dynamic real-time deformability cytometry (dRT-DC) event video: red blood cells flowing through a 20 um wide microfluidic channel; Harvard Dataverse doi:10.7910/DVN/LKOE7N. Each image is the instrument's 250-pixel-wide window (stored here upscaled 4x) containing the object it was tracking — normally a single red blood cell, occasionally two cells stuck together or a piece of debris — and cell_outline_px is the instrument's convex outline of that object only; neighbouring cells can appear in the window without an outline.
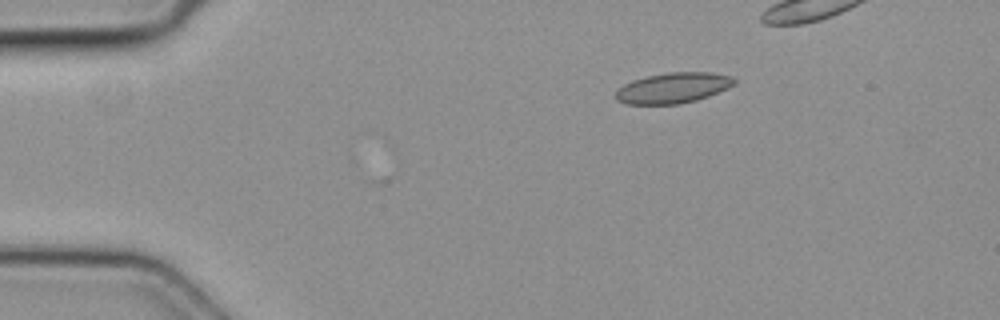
{"species": "common noctule bat (a hibernating species)", "species_latin": "Nyctalus noctula", "temperature_condition": "cold", "stored_images_in_passage": 3, "camera_frame_rate_fps": 3000, "um_per_image_px": 0.085, "animal": {"sex": "female", "body_mass_g": 19.3, "forearm_length_mm": 54.1}, "frame": {"image": 1, "passage_image": 1, "time_ms": 0.0, "image_size_px": [1000, 320], "cell_outline_px": [[736, 84], [728, 88], [708, 96], [696, 100], [680, 104], [624, 104], [616, 100], [616, 92], [624, 84], [632, 80], [648, 76], [668, 72], [712, 72], [732, 76], [736, 80]], "centroid_in_image_um": [57.23, 7.47], "position_along_channel_um": 27.8, "area_um2": 21.15}}
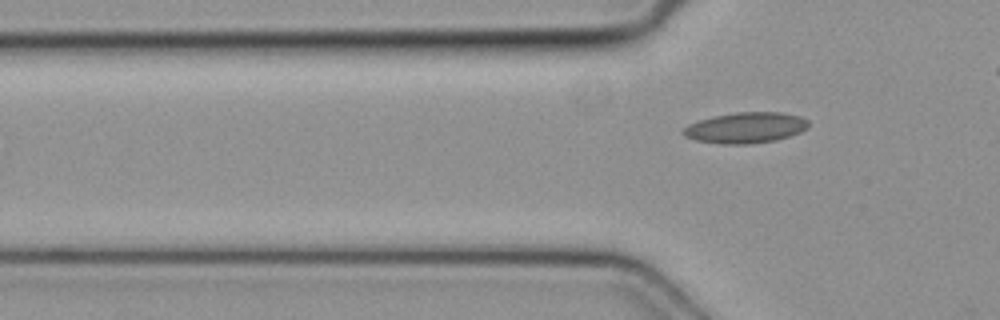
{"frame": {"image": 2, "passage_image": 3, "time_ms": 0.667, "image_size_px": [1000, 320], "cell_outline_px": [[808, 128], [800, 132], [776, 140], [752, 144], [720, 144], [696, 140], [684, 136], [680, 132], [688, 124], [712, 116], [736, 112], [780, 112], [800, 116], [808, 120]], "centroid_in_image_um": [63.36, 10.86], "position_along_channel_um": 62.4, "area_um2": 22.6}}